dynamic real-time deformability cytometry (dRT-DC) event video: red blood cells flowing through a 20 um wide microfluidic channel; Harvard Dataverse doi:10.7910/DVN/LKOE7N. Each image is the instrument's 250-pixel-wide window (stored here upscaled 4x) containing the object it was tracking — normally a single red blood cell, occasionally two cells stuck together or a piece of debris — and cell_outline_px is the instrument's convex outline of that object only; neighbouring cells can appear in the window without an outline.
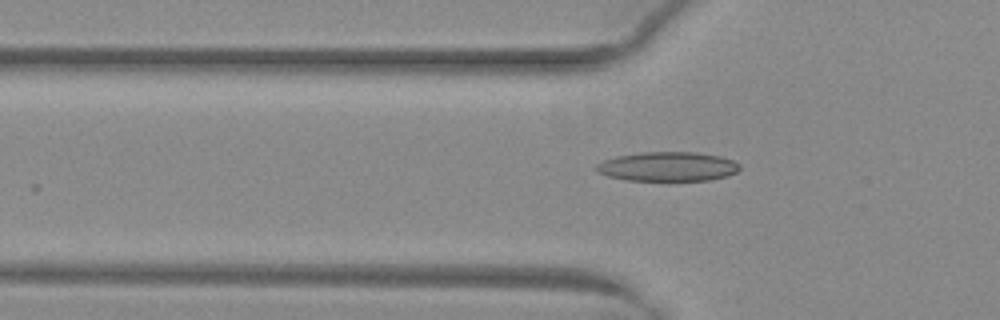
{"species": "common noctule bat (a hibernating species)", "species_latin": "Nyctalus noctula", "temperature_condition": "warm", "stored_images_in_passage": 39, "camera_frame_rate_fps": 3000, "um_per_image_px": 0.085, "animal": {"sex": "female", "body_mass_g": 29.2, "forearm_length_mm": 56.3}, "frame": {"image": 1, "passage_image": 11, "time_ms": 3.333, "image_size_px": [1000, 320], "cell_outline_px": [[740, 168], [736, 172], [728, 176], [708, 180], [624, 180], [608, 176], [596, 172], [592, 168], [596, 164], [604, 160], [616, 156], [640, 152], [696, 152], [720, 156], [732, 160], [740, 164]], "centroid_in_image_um": [56.71, 14.15], "position_along_channel_um": 69.1, "area_um2": 24.68}}
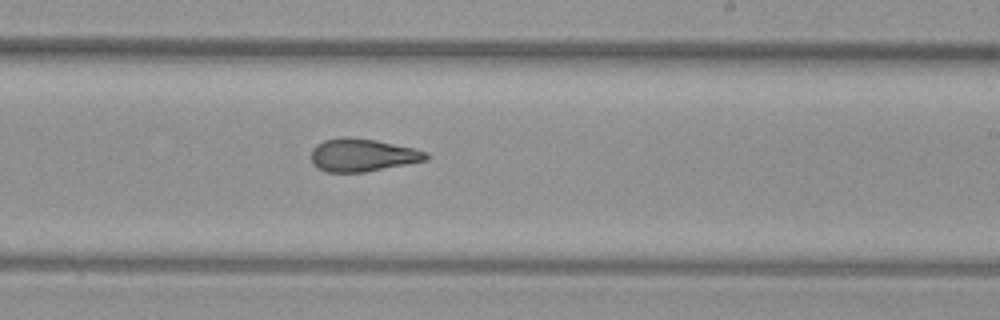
{"frame": {"image": 2, "passage_image": 25, "time_ms": 8.0, "image_size_px": [1000, 320], "cell_outline_px": [[428, 160], [364, 172], [324, 172], [316, 168], [312, 164], [312, 148], [316, 144], [324, 140], [344, 136], [348, 136], [376, 140], [416, 148], [428, 152]], "centroid_in_image_um": [30.8, 13.17], "position_along_channel_um": 258.2, "area_um2": 22.25}}
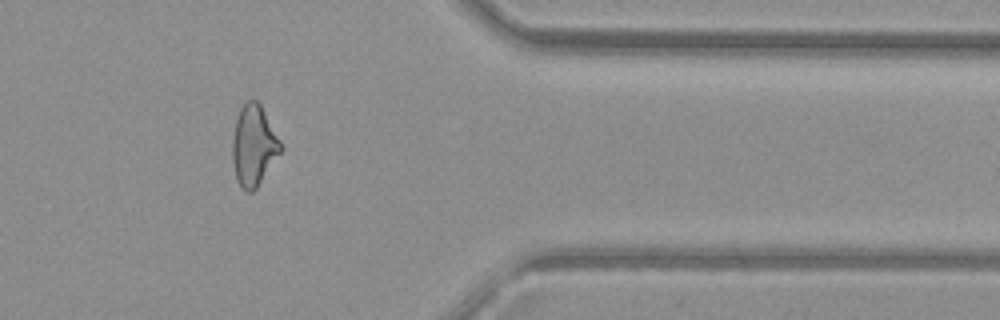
{"frame": {"image": 3, "passage_image": 36, "time_ms": 11.667, "image_size_px": [1000, 320], "cell_outline_px": [[284, 148], [256, 188], [252, 192], [248, 192], [236, 180], [232, 160], [232, 140], [236, 116], [240, 108], [248, 100], [256, 100], [260, 104], [280, 140]], "centroid_in_image_um": [21.56, 12.36], "position_along_channel_um": 389.8, "area_um2": 22.6}, "authors_computed_cell_mechanics": {"area_um2": 22.4842, "velocity_mm_per_s": 4.054, "shape_relaxation_time_tau1_ms": null, "shape_relaxation_time_tau2_ms": 2.5101, "deformation_change_tau1": null, "deformation_change_tau2": 0.1119}}